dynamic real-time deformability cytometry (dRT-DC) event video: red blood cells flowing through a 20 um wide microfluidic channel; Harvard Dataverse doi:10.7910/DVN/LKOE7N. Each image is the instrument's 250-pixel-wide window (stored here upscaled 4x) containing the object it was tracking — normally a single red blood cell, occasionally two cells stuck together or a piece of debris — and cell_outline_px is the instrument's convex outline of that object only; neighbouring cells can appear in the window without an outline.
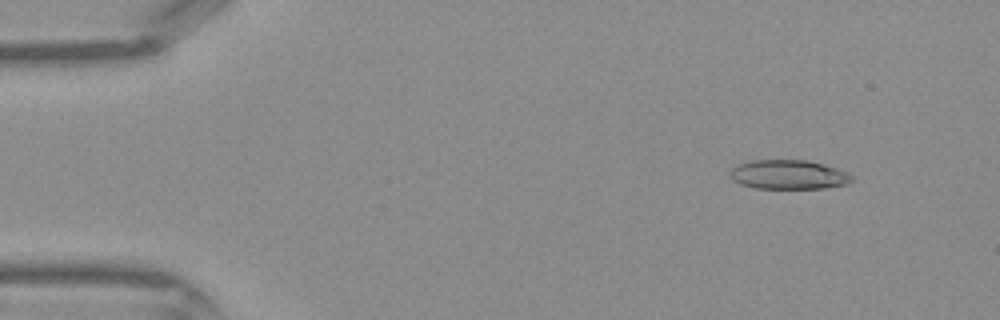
{"species": "Egyptian fruit bat (a non-hibernating species)", "species_latin": "Rousettus aegyptiacus", "temperature_condition": "warm", "stored_images_in_passage": 43, "camera_frame_rate_fps": 3000, "um_per_image_px": 0.085, "frame": {"image": 1, "passage_image": 5, "time_ms": 1.333, "image_size_px": [1000, 320], "cell_outline_px": [[852, 180], [848, 184], [828, 188], [756, 188], [740, 184], [732, 180], [728, 172], [736, 164], [752, 160], [808, 160], [836, 168], [848, 172], [852, 176]], "centroid_in_image_um": [67.0, 14.84], "position_along_channel_um": 18.0, "area_um2": 20.92}}
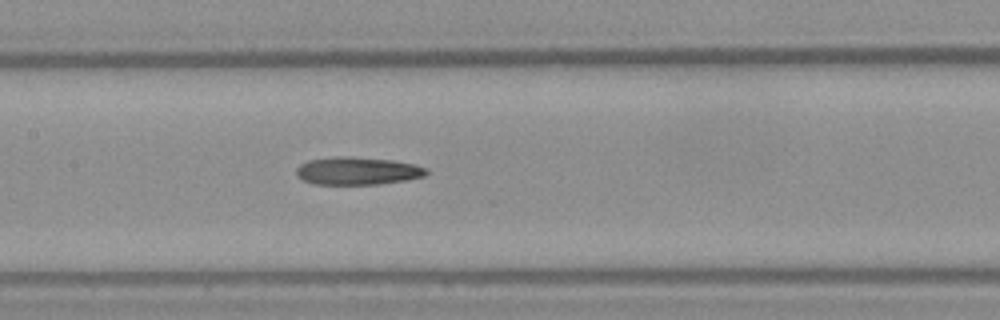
{"frame": {"image": 2, "passage_image": 21, "time_ms": 6.667, "image_size_px": [1000, 320], "cell_outline_px": [[428, 172], [424, 176], [404, 180], [380, 184], [312, 184], [296, 176], [296, 168], [300, 164], [308, 160], [336, 156], [352, 156], [392, 160], [416, 164], [428, 168]], "centroid_in_image_um": [30.38, 14.52], "position_along_channel_um": 177.0, "area_um2": 21.21}}
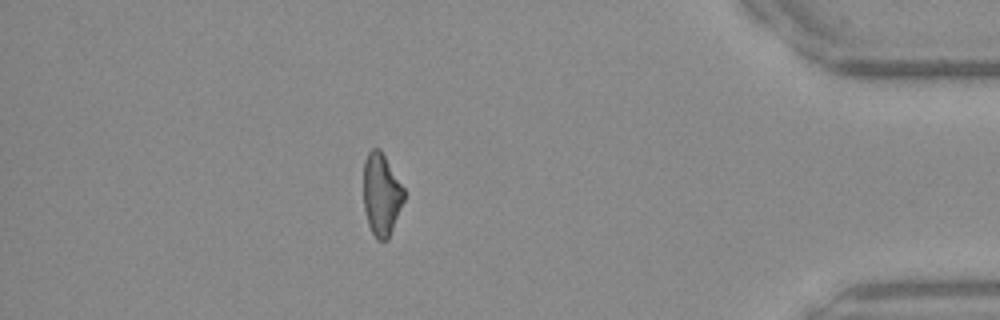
{"frame": {"image": 3, "passage_image": 38, "time_ms": 12.333, "image_size_px": [1000, 320], "cell_outline_px": [[404, 200], [388, 240], [376, 240], [368, 224], [364, 208], [364, 160], [368, 152], [372, 148], [380, 148], [404, 188]], "centroid_in_image_um": [32.41, 16.52], "position_along_channel_um": 402.8, "area_um2": 19.36}}